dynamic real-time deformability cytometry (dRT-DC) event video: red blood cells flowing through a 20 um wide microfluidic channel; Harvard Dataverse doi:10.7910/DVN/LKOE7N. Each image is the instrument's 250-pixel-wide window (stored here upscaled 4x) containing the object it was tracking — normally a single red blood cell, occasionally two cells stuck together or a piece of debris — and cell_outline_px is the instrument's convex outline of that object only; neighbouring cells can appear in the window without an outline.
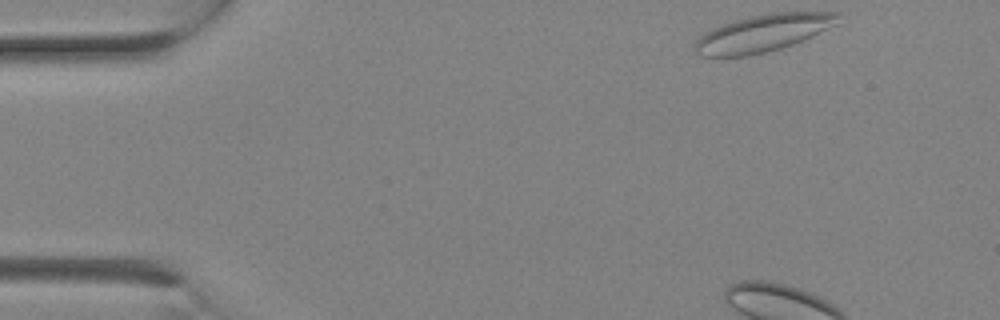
{"species": "Egyptian fruit bat (a non-hibernating species)", "species_latin": "Rousettus aegyptiacus", "temperature_condition": "room temperature", "stored_images_in_passage": 2, "camera_frame_rate_fps": 3000, "um_per_image_px": 0.085, "animal": {"sex": "female"}, "frame": {"image": 1, "passage_image": 1, "time_ms": 0.0, "image_size_px": [1000, 320], "cell_outline_px": [[840, 24], [792, 44], [780, 48], [748, 56], [700, 56], [696, 52], [692, 44], [704, 32], [712, 28], [748, 16], [772, 12], [840, 12]], "centroid_in_image_um": [64.87, 2.8], "position_along_channel_um": 20.1, "area_um2": 31.1}}